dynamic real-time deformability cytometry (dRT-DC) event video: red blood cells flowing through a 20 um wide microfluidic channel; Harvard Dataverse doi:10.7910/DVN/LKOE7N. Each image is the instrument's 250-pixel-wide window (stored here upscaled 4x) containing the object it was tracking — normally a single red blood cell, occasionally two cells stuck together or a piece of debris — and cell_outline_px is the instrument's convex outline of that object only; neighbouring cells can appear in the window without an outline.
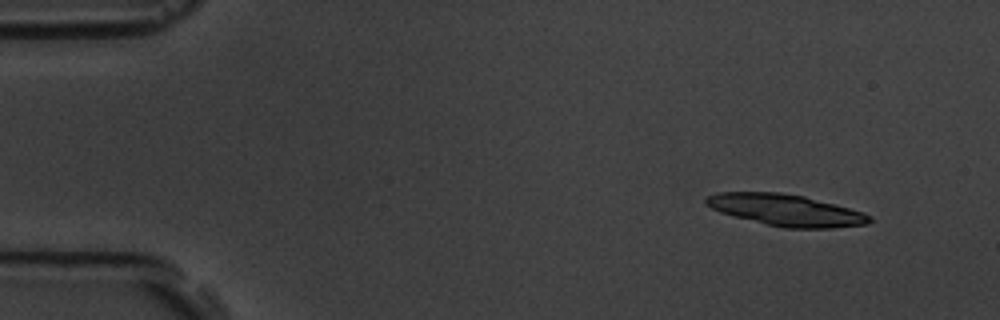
{"species": "common noctule bat (a hibernating species)", "species_latin": "Nyctalus noctula", "temperature_condition": "room temperature", "stored_images_in_passage": 5, "camera_frame_rate_fps": 3000, "um_per_image_px": 0.085, "animal": {"sex": "male", "body_mass_g": 19.5, "forearm_length_mm": 54.6}, "frame": {"image": 1, "passage_image": 2, "time_ms": 1.0, "image_size_px": [1000, 320], "cell_outline_px": [[872, 220], [868, 224], [832, 228], [784, 228], [720, 212], [704, 204], [704, 200], [708, 196], [716, 192], [780, 192], [804, 196], [864, 212], [872, 216]], "centroid_in_image_um": [66.82, 17.85], "position_along_channel_um": 18.2, "area_um2": 29.88}}